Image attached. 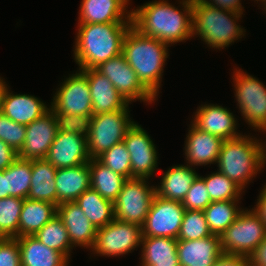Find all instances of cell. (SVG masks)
<instances>
[{"label":"cell","mask_w":266,"mask_h":266,"mask_svg":"<svg viewBox=\"0 0 266 266\" xmlns=\"http://www.w3.org/2000/svg\"><path fill=\"white\" fill-rule=\"evenodd\" d=\"M257 1V3H258V1H260L261 3H262V7L264 8V10L266 11V0H255V2Z\"/></svg>","instance_id":"51"},{"label":"cell","mask_w":266,"mask_h":266,"mask_svg":"<svg viewBox=\"0 0 266 266\" xmlns=\"http://www.w3.org/2000/svg\"><path fill=\"white\" fill-rule=\"evenodd\" d=\"M17 158L18 153L7 143L0 140V170L8 168Z\"/></svg>","instance_id":"44"},{"label":"cell","mask_w":266,"mask_h":266,"mask_svg":"<svg viewBox=\"0 0 266 266\" xmlns=\"http://www.w3.org/2000/svg\"><path fill=\"white\" fill-rule=\"evenodd\" d=\"M168 45L162 41L142 35L133 26L126 32L122 54L132 67L141 83L158 96L163 68L168 58Z\"/></svg>","instance_id":"3"},{"label":"cell","mask_w":266,"mask_h":266,"mask_svg":"<svg viewBox=\"0 0 266 266\" xmlns=\"http://www.w3.org/2000/svg\"><path fill=\"white\" fill-rule=\"evenodd\" d=\"M57 215L62 219L68 231L71 245L92 249L97 229L85 216L80 206L75 202H65L57 206Z\"/></svg>","instance_id":"19"},{"label":"cell","mask_w":266,"mask_h":266,"mask_svg":"<svg viewBox=\"0 0 266 266\" xmlns=\"http://www.w3.org/2000/svg\"><path fill=\"white\" fill-rule=\"evenodd\" d=\"M201 1L223 10H229L240 14H243L244 12L243 11L244 7H242L240 0H201Z\"/></svg>","instance_id":"45"},{"label":"cell","mask_w":266,"mask_h":266,"mask_svg":"<svg viewBox=\"0 0 266 266\" xmlns=\"http://www.w3.org/2000/svg\"><path fill=\"white\" fill-rule=\"evenodd\" d=\"M191 125L184 147L187 165L195 167L216 164L224 140L199 130L192 122Z\"/></svg>","instance_id":"21"},{"label":"cell","mask_w":266,"mask_h":266,"mask_svg":"<svg viewBox=\"0 0 266 266\" xmlns=\"http://www.w3.org/2000/svg\"><path fill=\"white\" fill-rule=\"evenodd\" d=\"M208 189L211 201L240 200L244 192L236 183L218 170L206 177L200 176Z\"/></svg>","instance_id":"36"},{"label":"cell","mask_w":266,"mask_h":266,"mask_svg":"<svg viewBox=\"0 0 266 266\" xmlns=\"http://www.w3.org/2000/svg\"><path fill=\"white\" fill-rule=\"evenodd\" d=\"M176 238L142 237L141 266H180Z\"/></svg>","instance_id":"28"},{"label":"cell","mask_w":266,"mask_h":266,"mask_svg":"<svg viewBox=\"0 0 266 266\" xmlns=\"http://www.w3.org/2000/svg\"><path fill=\"white\" fill-rule=\"evenodd\" d=\"M97 159L112 171L127 179L131 178L130 155L124 142L114 145Z\"/></svg>","instance_id":"38"},{"label":"cell","mask_w":266,"mask_h":266,"mask_svg":"<svg viewBox=\"0 0 266 266\" xmlns=\"http://www.w3.org/2000/svg\"><path fill=\"white\" fill-rule=\"evenodd\" d=\"M77 72L62 82L50 106L58 113L92 116V100L87 77L80 70Z\"/></svg>","instance_id":"13"},{"label":"cell","mask_w":266,"mask_h":266,"mask_svg":"<svg viewBox=\"0 0 266 266\" xmlns=\"http://www.w3.org/2000/svg\"><path fill=\"white\" fill-rule=\"evenodd\" d=\"M256 207L252 208L260 217V220L266 226V184L264 185L259 198L257 199Z\"/></svg>","instance_id":"47"},{"label":"cell","mask_w":266,"mask_h":266,"mask_svg":"<svg viewBox=\"0 0 266 266\" xmlns=\"http://www.w3.org/2000/svg\"><path fill=\"white\" fill-rule=\"evenodd\" d=\"M131 163V178L149 179L156 173L158 156L156 146L149 134L136 122L127 131L123 140Z\"/></svg>","instance_id":"14"},{"label":"cell","mask_w":266,"mask_h":266,"mask_svg":"<svg viewBox=\"0 0 266 266\" xmlns=\"http://www.w3.org/2000/svg\"><path fill=\"white\" fill-rule=\"evenodd\" d=\"M213 266H250L249 258L245 255L222 253Z\"/></svg>","instance_id":"43"},{"label":"cell","mask_w":266,"mask_h":266,"mask_svg":"<svg viewBox=\"0 0 266 266\" xmlns=\"http://www.w3.org/2000/svg\"><path fill=\"white\" fill-rule=\"evenodd\" d=\"M57 132L55 117L49 110L26 126L24 145L18 152V158L24 160L46 158Z\"/></svg>","instance_id":"15"},{"label":"cell","mask_w":266,"mask_h":266,"mask_svg":"<svg viewBox=\"0 0 266 266\" xmlns=\"http://www.w3.org/2000/svg\"><path fill=\"white\" fill-rule=\"evenodd\" d=\"M239 200L212 201L203 211L209 230L213 235L220 236L238 217L242 208Z\"/></svg>","instance_id":"32"},{"label":"cell","mask_w":266,"mask_h":266,"mask_svg":"<svg viewBox=\"0 0 266 266\" xmlns=\"http://www.w3.org/2000/svg\"><path fill=\"white\" fill-rule=\"evenodd\" d=\"M89 168L91 188L114 203L127 178L112 171L97 158L90 159Z\"/></svg>","instance_id":"30"},{"label":"cell","mask_w":266,"mask_h":266,"mask_svg":"<svg viewBox=\"0 0 266 266\" xmlns=\"http://www.w3.org/2000/svg\"><path fill=\"white\" fill-rule=\"evenodd\" d=\"M32 179L28 197L57 205L55 175L57 168L44 159L31 160Z\"/></svg>","instance_id":"27"},{"label":"cell","mask_w":266,"mask_h":266,"mask_svg":"<svg viewBox=\"0 0 266 266\" xmlns=\"http://www.w3.org/2000/svg\"><path fill=\"white\" fill-rule=\"evenodd\" d=\"M129 104L123 110L92 115L87 149L90 158H98L114 145L123 142L134 124L129 114Z\"/></svg>","instance_id":"6"},{"label":"cell","mask_w":266,"mask_h":266,"mask_svg":"<svg viewBox=\"0 0 266 266\" xmlns=\"http://www.w3.org/2000/svg\"><path fill=\"white\" fill-rule=\"evenodd\" d=\"M31 177V160L17 158L6 168L7 197L27 198Z\"/></svg>","instance_id":"34"},{"label":"cell","mask_w":266,"mask_h":266,"mask_svg":"<svg viewBox=\"0 0 266 266\" xmlns=\"http://www.w3.org/2000/svg\"><path fill=\"white\" fill-rule=\"evenodd\" d=\"M250 266H266V238L249 255Z\"/></svg>","instance_id":"46"},{"label":"cell","mask_w":266,"mask_h":266,"mask_svg":"<svg viewBox=\"0 0 266 266\" xmlns=\"http://www.w3.org/2000/svg\"><path fill=\"white\" fill-rule=\"evenodd\" d=\"M7 197L6 169L0 170V199Z\"/></svg>","instance_id":"48"},{"label":"cell","mask_w":266,"mask_h":266,"mask_svg":"<svg viewBox=\"0 0 266 266\" xmlns=\"http://www.w3.org/2000/svg\"><path fill=\"white\" fill-rule=\"evenodd\" d=\"M185 208L182 202L155 195L143 223V237L178 238Z\"/></svg>","instance_id":"12"},{"label":"cell","mask_w":266,"mask_h":266,"mask_svg":"<svg viewBox=\"0 0 266 266\" xmlns=\"http://www.w3.org/2000/svg\"><path fill=\"white\" fill-rule=\"evenodd\" d=\"M49 108L55 117L58 131L85 137L89 135L92 116L63 114L56 112L51 106Z\"/></svg>","instance_id":"39"},{"label":"cell","mask_w":266,"mask_h":266,"mask_svg":"<svg viewBox=\"0 0 266 266\" xmlns=\"http://www.w3.org/2000/svg\"><path fill=\"white\" fill-rule=\"evenodd\" d=\"M8 88L3 96L1 112L16 123L27 126L50 110L39 98L29 94H14Z\"/></svg>","instance_id":"23"},{"label":"cell","mask_w":266,"mask_h":266,"mask_svg":"<svg viewBox=\"0 0 266 266\" xmlns=\"http://www.w3.org/2000/svg\"><path fill=\"white\" fill-rule=\"evenodd\" d=\"M259 140L242 135L224 140L217 159L218 171L233 180L242 190L262 170Z\"/></svg>","instance_id":"5"},{"label":"cell","mask_w":266,"mask_h":266,"mask_svg":"<svg viewBox=\"0 0 266 266\" xmlns=\"http://www.w3.org/2000/svg\"><path fill=\"white\" fill-rule=\"evenodd\" d=\"M211 202L206 184L199 175L187 192L182 205L186 210L204 211Z\"/></svg>","instance_id":"41"},{"label":"cell","mask_w":266,"mask_h":266,"mask_svg":"<svg viewBox=\"0 0 266 266\" xmlns=\"http://www.w3.org/2000/svg\"><path fill=\"white\" fill-rule=\"evenodd\" d=\"M24 199L6 197L0 199V238L19 237V219Z\"/></svg>","instance_id":"35"},{"label":"cell","mask_w":266,"mask_h":266,"mask_svg":"<svg viewBox=\"0 0 266 266\" xmlns=\"http://www.w3.org/2000/svg\"><path fill=\"white\" fill-rule=\"evenodd\" d=\"M142 237L140 225L114 219L106 226L97 229L91 250L93 254L100 256L118 257L141 246Z\"/></svg>","instance_id":"10"},{"label":"cell","mask_w":266,"mask_h":266,"mask_svg":"<svg viewBox=\"0 0 266 266\" xmlns=\"http://www.w3.org/2000/svg\"><path fill=\"white\" fill-rule=\"evenodd\" d=\"M132 23L78 24L74 60L79 70L95 69L122 53L126 32Z\"/></svg>","instance_id":"2"},{"label":"cell","mask_w":266,"mask_h":266,"mask_svg":"<svg viewBox=\"0 0 266 266\" xmlns=\"http://www.w3.org/2000/svg\"><path fill=\"white\" fill-rule=\"evenodd\" d=\"M45 159L57 169L89 163L87 137L58 131Z\"/></svg>","instance_id":"16"},{"label":"cell","mask_w":266,"mask_h":266,"mask_svg":"<svg viewBox=\"0 0 266 266\" xmlns=\"http://www.w3.org/2000/svg\"><path fill=\"white\" fill-rule=\"evenodd\" d=\"M192 124L203 132L230 140L242 136L237 130V119L229 109L214 104L199 106Z\"/></svg>","instance_id":"17"},{"label":"cell","mask_w":266,"mask_h":266,"mask_svg":"<svg viewBox=\"0 0 266 266\" xmlns=\"http://www.w3.org/2000/svg\"><path fill=\"white\" fill-rule=\"evenodd\" d=\"M21 266H68L69 260L60 252L45 246L35 236L16 238Z\"/></svg>","instance_id":"26"},{"label":"cell","mask_w":266,"mask_h":266,"mask_svg":"<svg viewBox=\"0 0 266 266\" xmlns=\"http://www.w3.org/2000/svg\"><path fill=\"white\" fill-rule=\"evenodd\" d=\"M34 236L45 246L60 252L69 260L73 246L68 231L58 215L47 222Z\"/></svg>","instance_id":"33"},{"label":"cell","mask_w":266,"mask_h":266,"mask_svg":"<svg viewBox=\"0 0 266 266\" xmlns=\"http://www.w3.org/2000/svg\"><path fill=\"white\" fill-rule=\"evenodd\" d=\"M235 70L232 78L237 106L246 123L259 129L266 124V86L241 69Z\"/></svg>","instance_id":"9"},{"label":"cell","mask_w":266,"mask_h":266,"mask_svg":"<svg viewBox=\"0 0 266 266\" xmlns=\"http://www.w3.org/2000/svg\"><path fill=\"white\" fill-rule=\"evenodd\" d=\"M192 35L199 36L209 47L224 49L244 36L238 20L242 14L223 10L201 0H192Z\"/></svg>","instance_id":"4"},{"label":"cell","mask_w":266,"mask_h":266,"mask_svg":"<svg viewBox=\"0 0 266 266\" xmlns=\"http://www.w3.org/2000/svg\"><path fill=\"white\" fill-rule=\"evenodd\" d=\"M26 126L16 123L0 113V140L11 146L17 153L24 145Z\"/></svg>","instance_id":"40"},{"label":"cell","mask_w":266,"mask_h":266,"mask_svg":"<svg viewBox=\"0 0 266 266\" xmlns=\"http://www.w3.org/2000/svg\"><path fill=\"white\" fill-rule=\"evenodd\" d=\"M1 78L2 77H0V113L2 111L3 96H4V93H5V91L7 89V86H8L6 84V82L3 79H1Z\"/></svg>","instance_id":"50"},{"label":"cell","mask_w":266,"mask_h":266,"mask_svg":"<svg viewBox=\"0 0 266 266\" xmlns=\"http://www.w3.org/2000/svg\"><path fill=\"white\" fill-rule=\"evenodd\" d=\"M179 2L183 9L166 0H154L131 10L132 26L142 35L156 38L168 46L194 37L192 0Z\"/></svg>","instance_id":"1"},{"label":"cell","mask_w":266,"mask_h":266,"mask_svg":"<svg viewBox=\"0 0 266 266\" xmlns=\"http://www.w3.org/2000/svg\"><path fill=\"white\" fill-rule=\"evenodd\" d=\"M80 71L88 80L93 115L123 110L129 104L107 77L96 69H85Z\"/></svg>","instance_id":"20"},{"label":"cell","mask_w":266,"mask_h":266,"mask_svg":"<svg viewBox=\"0 0 266 266\" xmlns=\"http://www.w3.org/2000/svg\"><path fill=\"white\" fill-rule=\"evenodd\" d=\"M222 253L218 235L198 240H178L177 243L180 266H213Z\"/></svg>","instance_id":"22"},{"label":"cell","mask_w":266,"mask_h":266,"mask_svg":"<svg viewBox=\"0 0 266 266\" xmlns=\"http://www.w3.org/2000/svg\"><path fill=\"white\" fill-rule=\"evenodd\" d=\"M55 183L57 206L61 203L76 201L84 191L91 188L89 163L57 169Z\"/></svg>","instance_id":"24"},{"label":"cell","mask_w":266,"mask_h":266,"mask_svg":"<svg viewBox=\"0 0 266 266\" xmlns=\"http://www.w3.org/2000/svg\"><path fill=\"white\" fill-rule=\"evenodd\" d=\"M242 209L237 219L220 235L224 253L248 256L266 238V226L253 209Z\"/></svg>","instance_id":"7"},{"label":"cell","mask_w":266,"mask_h":266,"mask_svg":"<svg viewBox=\"0 0 266 266\" xmlns=\"http://www.w3.org/2000/svg\"><path fill=\"white\" fill-rule=\"evenodd\" d=\"M0 266H21L19 243L16 238H0Z\"/></svg>","instance_id":"42"},{"label":"cell","mask_w":266,"mask_h":266,"mask_svg":"<svg viewBox=\"0 0 266 266\" xmlns=\"http://www.w3.org/2000/svg\"><path fill=\"white\" fill-rule=\"evenodd\" d=\"M57 215V205L25 198L19 219V237L34 236Z\"/></svg>","instance_id":"29"},{"label":"cell","mask_w":266,"mask_h":266,"mask_svg":"<svg viewBox=\"0 0 266 266\" xmlns=\"http://www.w3.org/2000/svg\"><path fill=\"white\" fill-rule=\"evenodd\" d=\"M211 235L202 210H185L177 240H198Z\"/></svg>","instance_id":"37"},{"label":"cell","mask_w":266,"mask_h":266,"mask_svg":"<svg viewBox=\"0 0 266 266\" xmlns=\"http://www.w3.org/2000/svg\"><path fill=\"white\" fill-rule=\"evenodd\" d=\"M75 202L96 229L106 226L115 219L114 203L103 198L92 188L84 191Z\"/></svg>","instance_id":"31"},{"label":"cell","mask_w":266,"mask_h":266,"mask_svg":"<svg viewBox=\"0 0 266 266\" xmlns=\"http://www.w3.org/2000/svg\"><path fill=\"white\" fill-rule=\"evenodd\" d=\"M95 69L106 76L129 103L142 100L150 104L156 100V97L138 79L137 74L127 63L122 53L101 63Z\"/></svg>","instance_id":"11"},{"label":"cell","mask_w":266,"mask_h":266,"mask_svg":"<svg viewBox=\"0 0 266 266\" xmlns=\"http://www.w3.org/2000/svg\"><path fill=\"white\" fill-rule=\"evenodd\" d=\"M128 5L129 0H82L78 24L132 23Z\"/></svg>","instance_id":"18"},{"label":"cell","mask_w":266,"mask_h":266,"mask_svg":"<svg viewBox=\"0 0 266 266\" xmlns=\"http://www.w3.org/2000/svg\"><path fill=\"white\" fill-rule=\"evenodd\" d=\"M146 180L148 179L133 177L125 181L114 202L115 219L143 225L156 195L155 186H149Z\"/></svg>","instance_id":"8"},{"label":"cell","mask_w":266,"mask_h":266,"mask_svg":"<svg viewBox=\"0 0 266 266\" xmlns=\"http://www.w3.org/2000/svg\"><path fill=\"white\" fill-rule=\"evenodd\" d=\"M259 130H262L263 132L265 131L266 132V124L265 125H263L262 127H260L259 129H258V131ZM260 141H262V139L261 140H259V149H260V153H261V162H262V167H264L265 166V164H266V141L265 142H260Z\"/></svg>","instance_id":"49"},{"label":"cell","mask_w":266,"mask_h":266,"mask_svg":"<svg viewBox=\"0 0 266 266\" xmlns=\"http://www.w3.org/2000/svg\"><path fill=\"white\" fill-rule=\"evenodd\" d=\"M199 175L190 165H175L163 173L156 195L166 200L182 202Z\"/></svg>","instance_id":"25"}]
</instances>
